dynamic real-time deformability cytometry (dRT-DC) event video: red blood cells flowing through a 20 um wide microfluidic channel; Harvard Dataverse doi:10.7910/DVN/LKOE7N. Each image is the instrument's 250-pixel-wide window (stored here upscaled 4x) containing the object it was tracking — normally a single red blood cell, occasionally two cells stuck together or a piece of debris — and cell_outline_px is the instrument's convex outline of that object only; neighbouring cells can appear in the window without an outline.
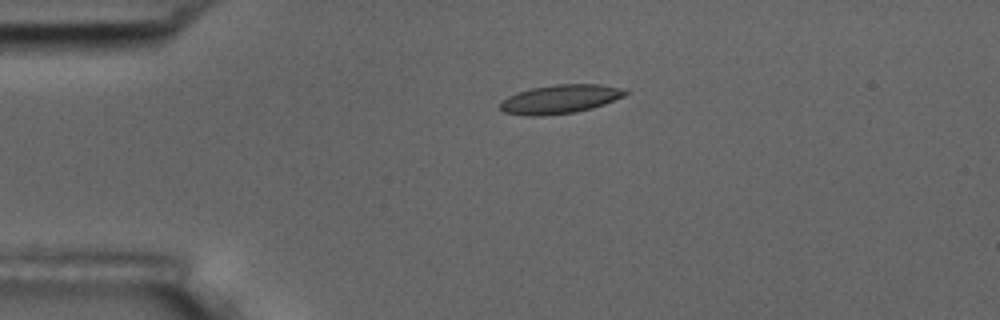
{"species": "common noctule bat (a hibernating species)", "species_latin": "Nyctalus noctula", "temperature_condition": "room temperature", "stored_images_in_passage": 4, "camera_frame_rate_fps": 3000, "um_per_image_px": 0.085, "animal": {"sex": "male", "body_mass_g": 17.5, "forearm_length_mm": 52.3}, "frame": {"image": 1, "passage_image": 3, "time_ms": 0.667, "image_size_px": [1000, 320], "cell_outline_px": [[628, 92], [624, 96], [604, 104], [592, 108], [576, 112], [540, 116], [528, 116], [504, 112], [500, 108], [500, 104], [508, 96], [516, 92], [532, 88], [556, 84], [600, 84], [628, 88]], "centroid_in_image_um": [47.65, 8.41], "position_along_channel_um": 37.3, "area_um2": 21.1}}